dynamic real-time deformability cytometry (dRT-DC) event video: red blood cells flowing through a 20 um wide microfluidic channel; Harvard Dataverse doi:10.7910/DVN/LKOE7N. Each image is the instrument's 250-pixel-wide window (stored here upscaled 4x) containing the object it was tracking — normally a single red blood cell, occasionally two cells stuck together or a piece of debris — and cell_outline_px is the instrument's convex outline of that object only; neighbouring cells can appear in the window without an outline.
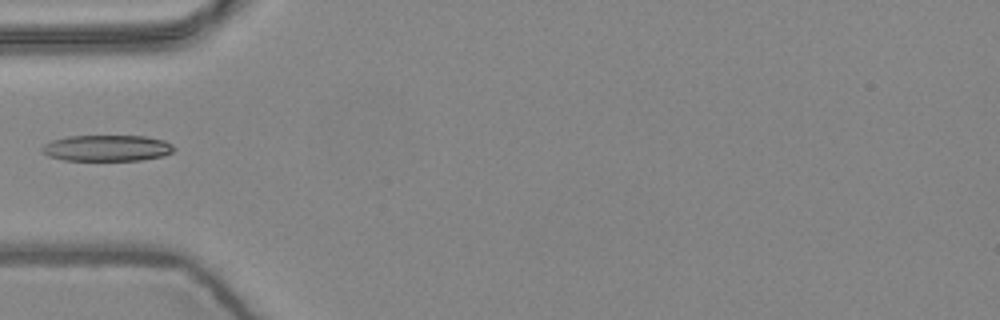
{"species": "common noctule bat (a hibernating species)", "species_latin": "Nyctalus noctula", "temperature_condition": "warm", "stored_images_in_passage": 4, "camera_frame_rate_fps": 3000, "um_per_image_px": 0.085, "animal": {"sex": "female", "body_mass_g": 24.6, "forearm_length_mm": 56.2}, "frame": {"image": 1, "passage_image": 4, "time_ms": 1.0, "image_size_px": [1000, 320], "cell_outline_px": [[176, 148], [172, 152], [164, 156], [144, 160], [64, 160], [48, 156], [40, 152], [40, 148], [44, 144], [52, 140], [68, 136], [144, 136], [164, 140], [172, 144]], "centroid_in_image_um": [9.09, 12.59], "position_along_channel_um": 75.9, "area_um2": 20.29}}